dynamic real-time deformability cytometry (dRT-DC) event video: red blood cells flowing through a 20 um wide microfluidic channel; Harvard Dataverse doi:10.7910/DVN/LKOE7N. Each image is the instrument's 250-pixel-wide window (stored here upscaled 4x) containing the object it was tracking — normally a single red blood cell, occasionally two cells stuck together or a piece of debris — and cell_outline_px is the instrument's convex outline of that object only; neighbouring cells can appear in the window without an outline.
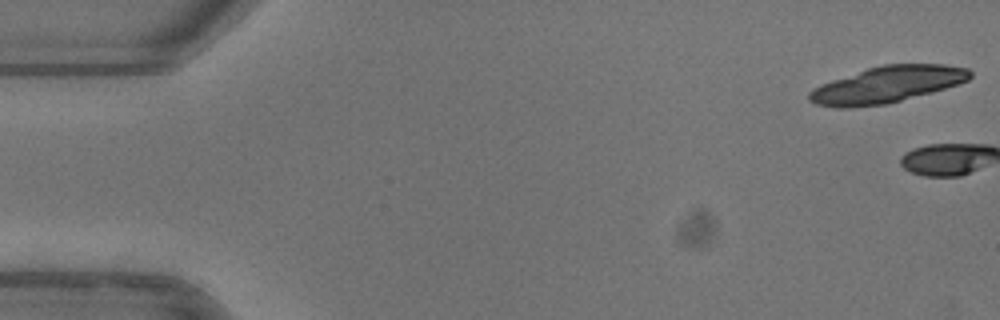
{"species": "common noctule bat (a hibernating species)", "species_latin": "Nyctalus noctula", "temperature_condition": "warm", "stored_images_in_passage": 2, "camera_frame_rate_fps": 3000, "um_per_image_px": 0.085, "animal": {"sex": "female"}, "frame": {"image": 1, "passage_image": 1, "time_ms": 0.0, "image_size_px": [1000, 320], "cell_outline_px": [[972, 76], [968, 80], [944, 88], [888, 104], [848, 108], [836, 108], [816, 104], [808, 100], [808, 92], [812, 88], [820, 84], [868, 68], [884, 64], [944, 64], [968, 68], [972, 72]], "centroid_in_image_um": [75.37, 7.19], "position_along_channel_um": 9.6, "area_um2": 34.1}}